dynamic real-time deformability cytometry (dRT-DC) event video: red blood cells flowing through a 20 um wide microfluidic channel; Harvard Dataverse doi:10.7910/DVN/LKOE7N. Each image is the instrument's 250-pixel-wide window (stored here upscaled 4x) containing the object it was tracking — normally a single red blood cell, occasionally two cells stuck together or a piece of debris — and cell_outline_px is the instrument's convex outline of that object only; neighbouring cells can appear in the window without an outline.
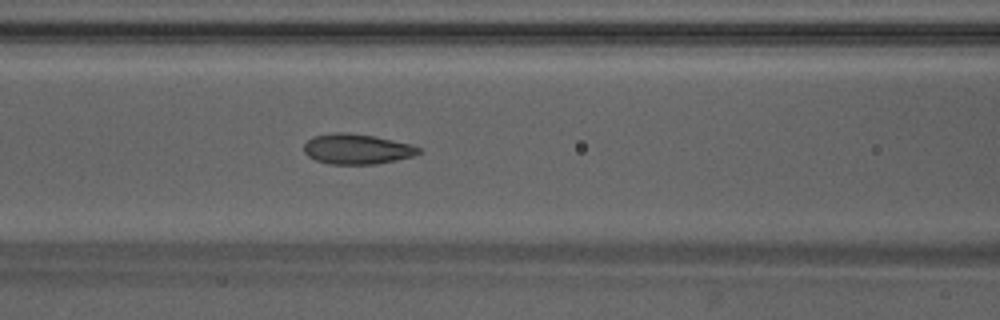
{"species": "Egyptian fruit bat (a non-hibernating species)", "species_latin": "Rousettus aegyptiacus", "temperature_condition": "warm", "stored_images_in_passage": 37, "camera_frame_rate_fps": 3000, "um_per_image_px": 0.085, "animal": {"sex": "male"}, "frame": {"image": 1, "passage_image": 14, "time_ms": 4.333, "image_size_px": [1000, 320], "cell_outline_px": [[424, 152], [412, 156], [396, 160], [376, 164], [328, 164], [316, 160], [308, 156], [304, 152], [304, 144], [312, 136], [336, 132], [348, 132], [372, 136], [412, 144], [420, 148]], "centroid_in_image_um": [30.34, 12.67], "position_along_channel_um": 136.3, "area_um2": 20.29}}
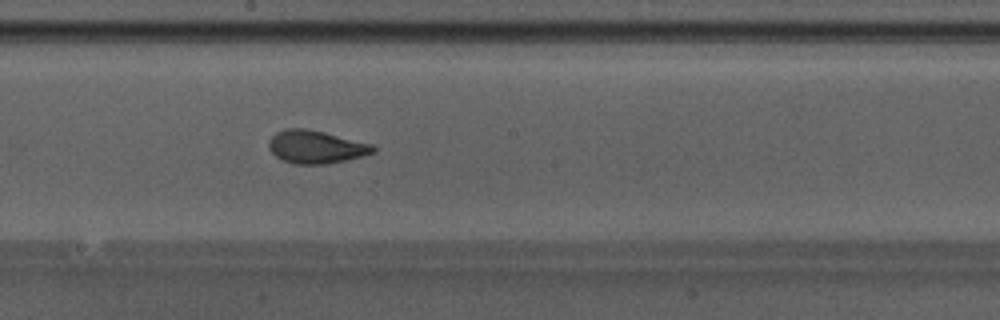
{"frame": {"image": 2, "passage_image": 20, "time_ms": 6.333, "image_size_px": [1000, 320], "cell_outline_px": [[376, 152], [364, 156], [324, 164], [296, 164], [280, 160], [268, 148], [268, 140], [276, 132], [284, 128], [304, 128], [324, 132], [372, 144], [376, 148]], "centroid_in_image_um": [26.83, 12.48], "position_along_channel_um": 221.4, "area_um2": 20.11}}
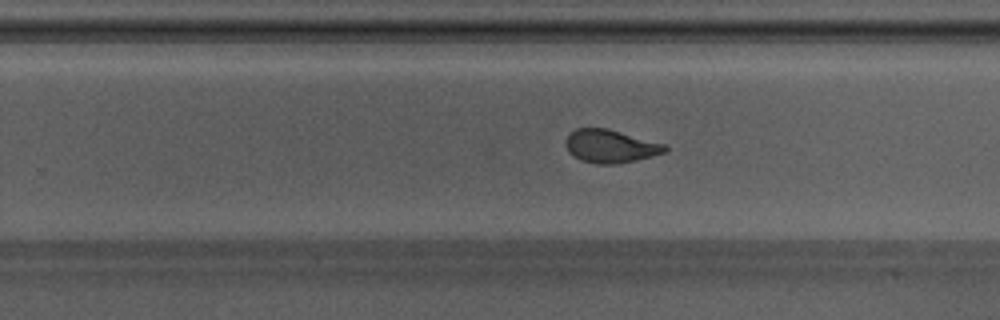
{"frame": {"image": 3, "passage_image": 24, "time_ms": 7.667, "image_size_px": [1000, 320], "cell_outline_px": [[668, 152], [636, 160], [616, 164], [596, 164], [580, 160], [568, 152], [564, 144], [564, 140], [576, 128], [608, 128], [664, 144], [668, 148]], "centroid_in_image_um": [51.87, 12.43], "position_along_channel_um": 277.9, "area_um2": 19.25}}